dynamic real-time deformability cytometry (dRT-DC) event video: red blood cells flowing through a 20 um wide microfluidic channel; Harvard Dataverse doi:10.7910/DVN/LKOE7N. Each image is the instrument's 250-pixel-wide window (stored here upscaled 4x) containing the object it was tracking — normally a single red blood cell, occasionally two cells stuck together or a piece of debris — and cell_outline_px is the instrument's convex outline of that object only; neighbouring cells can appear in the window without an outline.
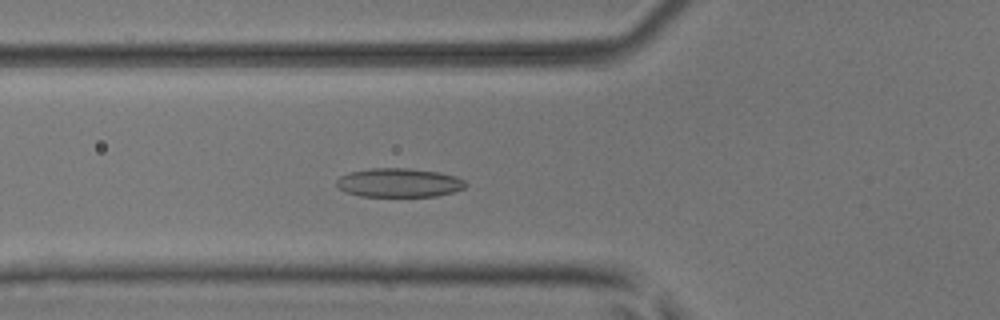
{"species": "common noctule bat (a hibernating species)", "species_latin": "Nyctalus noctula", "temperature_condition": "room temperature", "stored_images_in_passage": 48, "camera_frame_rate_fps": 3000, "um_per_image_px": 0.085, "animal": {"sex": "male", "body_mass_g": 17.9, "forearm_length_mm": 54.2}, "frame": {"image": 1, "passage_image": 20, "time_ms": 6.333, "image_size_px": [1000, 320], "cell_outline_px": [[468, 184], [464, 188], [452, 192], [436, 196], [360, 196], [348, 192], [340, 188], [336, 184], [336, 180], [340, 176], [348, 172], [368, 168], [408, 168], [440, 172], [456, 176], [464, 180]], "centroid_in_image_um": [33.92, 15.52], "position_along_channel_um": 91.9, "area_um2": 21.79}}
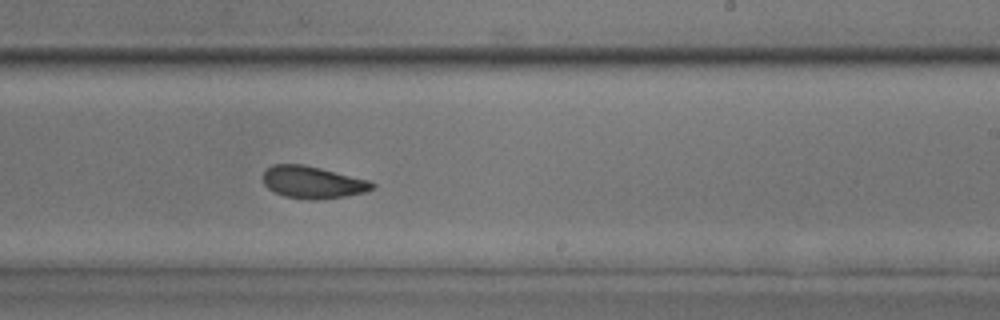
{"frame": {"image": 2, "passage_image": 33, "time_ms": 10.667, "image_size_px": [1000, 320], "cell_outline_px": [[376, 188], [364, 192], [344, 196], [316, 200], [308, 200], [284, 196], [268, 188], [264, 184], [264, 172], [272, 164], [300, 164], [320, 168], [372, 180], [376, 184]], "centroid_in_image_um": [26.63, 15.49], "position_along_channel_um": 262.4, "area_um2": 20.52}}
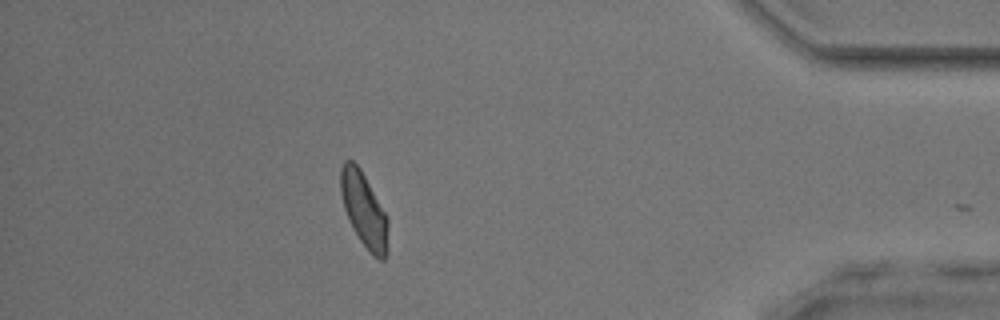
{"frame": {"image": 3, "passage_image": 47, "time_ms": 15.333, "image_size_px": [1000, 320], "cell_outline_px": [[388, 252], [384, 260], [380, 260], [372, 256], [360, 240], [352, 228], [348, 220], [344, 208], [340, 192], [340, 168], [344, 160], [352, 160], [360, 168], [388, 216]], "centroid_in_image_um": [30.95, 17.86], "position_along_channel_um": 404.3, "area_um2": 20.98}, "authors_computed_cell_mechanics": {"area_um2": 21.3282, "velocity_mm_per_s": 3.9497, "shape_relaxation_time_tau1_ms": 4.8742, "shape_relaxation_time_tau2_ms": 2.2704, "deformation_change_tau1": 0.1337, "deformation_change_tau2": 0.0702}}